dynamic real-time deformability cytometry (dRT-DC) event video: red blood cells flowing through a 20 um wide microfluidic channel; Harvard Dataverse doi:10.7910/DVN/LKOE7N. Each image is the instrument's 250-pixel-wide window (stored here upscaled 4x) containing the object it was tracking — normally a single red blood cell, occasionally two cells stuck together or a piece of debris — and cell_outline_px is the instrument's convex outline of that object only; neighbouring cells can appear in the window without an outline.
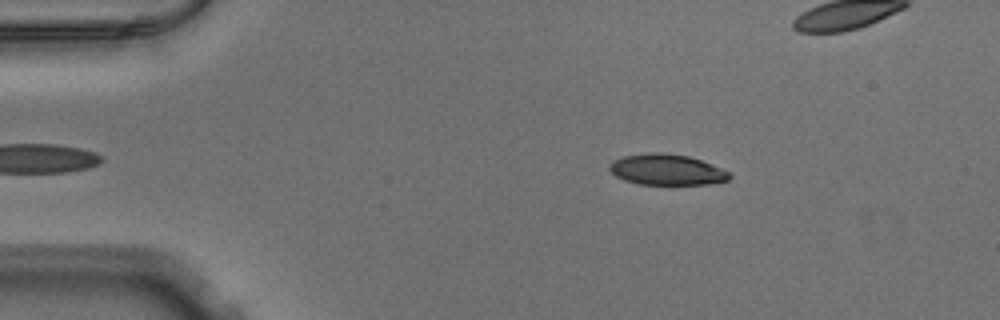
{"species": "Egyptian fruit bat (a non-hibernating species)", "species_latin": "Rousettus aegyptiacus", "temperature_condition": "warm", "stored_images_in_passage": 50, "camera_frame_rate_fps": 3000, "um_per_image_px": 0.085, "animal": {"sex": "male"}, "frame": {"image": 1, "passage_image": 6, "time_ms": 1.667, "image_size_px": [1000, 320], "cell_outline_px": [[732, 176], [728, 180], [708, 184], [640, 184], [624, 180], [616, 176], [608, 168], [608, 164], [612, 160], [624, 156], [648, 152], [664, 152], [688, 156], [700, 160], [732, 172]], "centroid_in_image_um": [56.67, 14.41], "position_along_channel_um": 28.3, "area_um2": 21.68}}
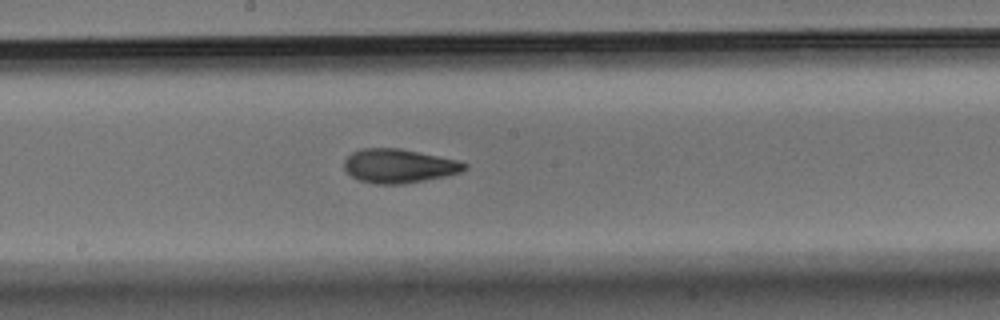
{"frame": {"image": 2, "passage_image": 25, "time_ms": 8.0, "image_size_px": [1000, 320], "cell_outline_px": [[468, 168], [460, 172], [444, 176], [404, 184], [376, 184], [356, 180], [344, 168], [344, 160], [352, 152], [360, 148], [400, 148], [460, 160], [468, 164]], "centroid_in_image_um": [33.91, 14.1], "position_along_channel_um": 214.3, "area_um2": 23.99}}
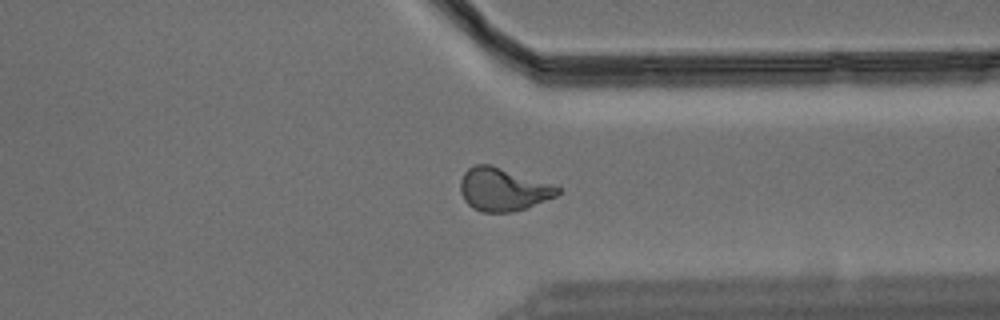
{"frame": {"image": 3, "passage_image": 37, "time_ms": 12.0, "image_size_px": [1000, 320], "cell_outline_px": [[560, 192], [556, 196], [524, 208], [512, 212], [480, 212], [472, 208], [464, 200], [460, 192], [460, 180], [464, 172], [468, 168], [476, 164], [488, 164], [560, 188]], "centroid_in_image_um": [42.67, 16.12], "position_along_channel_um": 368.7, "area_um2": 23.76}}